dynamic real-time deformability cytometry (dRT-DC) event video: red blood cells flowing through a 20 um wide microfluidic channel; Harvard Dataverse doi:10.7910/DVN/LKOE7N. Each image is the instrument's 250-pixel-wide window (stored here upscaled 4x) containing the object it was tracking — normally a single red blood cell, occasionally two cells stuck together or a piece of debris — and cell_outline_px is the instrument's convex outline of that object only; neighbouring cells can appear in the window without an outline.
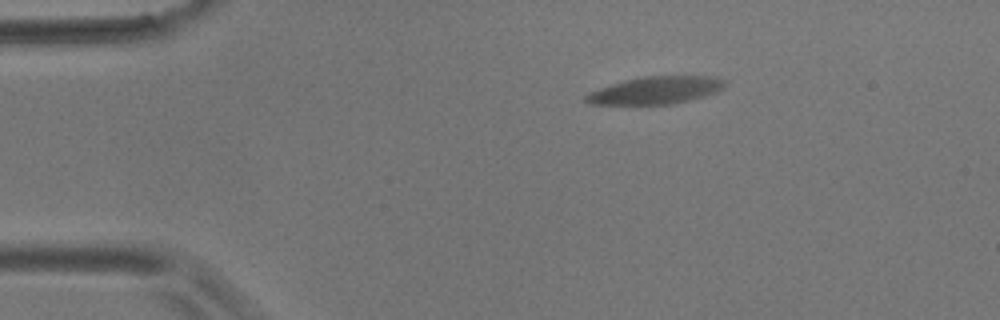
{"species": "common noctule bat (a hibernating species)", "species_latin": "Nyctalus noctula", "temperature_condition": "room temperature", "stored_images_in_passage": 7, "camera_frame_rate_fps": 3000, "um_per_image_px": 0.085, "animal": {"sex": "male", "body_mass_g": 17.9}, "frame": {"image": 1, "passage_image": 1, "time_ms": 0.0, "image_size_px": [1000, 320], "cell_outline_px": [[728, 84], [724, 88], [716, 92], [704, 96], [672, 104], [588, 104], [584, 100], [584, 96], [600, 88], [624, 80], [644, 76], [716, 76], [728, 80]], "centroid_in_image_um": [55.81, 7.66], "position_along_channel_um": 29.2, "area_um2": 22.25}}
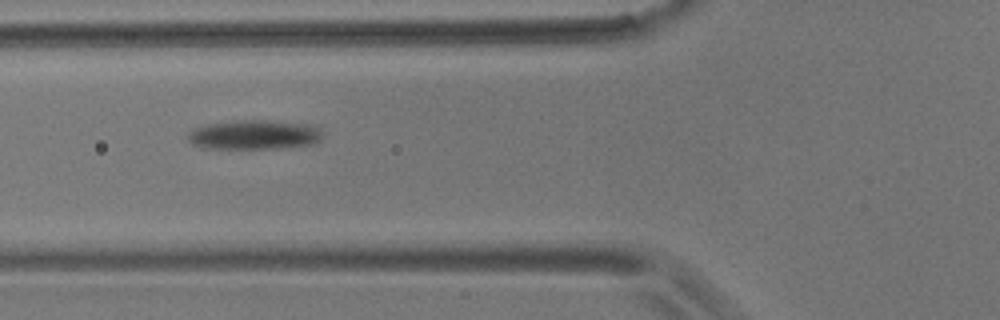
{"frame": {"image": 2, "passage_image": 5, "time_ms": 4.667, "image_size_px": [1000, 320], "cell_outline_px": [[320, 140], [312, 144], [272, 148], [200, 148], [192, 144], [188, 140], [188, 132], [192, 128], [208, 124], [244, 120], [264, 120], [308, 124], [316, 128], [320, 132]], "centroid_in_image_um": [21.52, 11.45], "position_along_channel_um": 104.3, "area_um2": 22.72}}
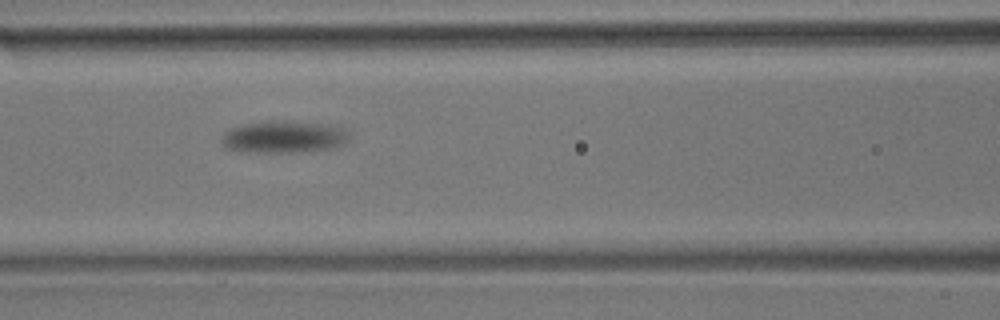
{"frame": {"image": 3, "passage_image": 6, "time_ms": 6.0, "image_size_px": [1000, 320], "cell_outline_px": [[348, 140], [332, 148], [292, 152], [236, 152], [228, 148], [220, 140], [224, 132], [232, 128], [244, 124], [268, 120], [292, 120], [328, 124], [340, 128], [348, 132]], "centroid_in_image_um": [24.07, 11.62], "position_along_channel_um": 142.5, "area_um2": 23.99}}